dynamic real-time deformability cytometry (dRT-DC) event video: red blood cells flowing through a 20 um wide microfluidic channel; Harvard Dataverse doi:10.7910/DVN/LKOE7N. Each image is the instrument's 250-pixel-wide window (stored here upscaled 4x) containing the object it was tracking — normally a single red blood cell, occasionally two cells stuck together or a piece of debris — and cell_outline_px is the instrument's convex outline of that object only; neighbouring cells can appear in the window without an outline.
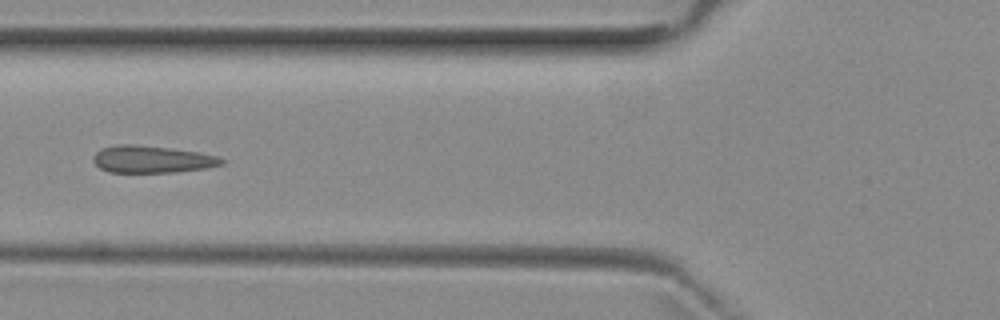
{"species": "common noctule bat (a hibernating species)", "species_latin": "Nyctalus noctula", "temperature_condition": "room temperature", "stored_images_in_passage": 5, "camera_frame_rate_fps": 3000, "um_per_image_px": 0.085, "animal": {"sex": "female", "body_mass_g": 29.2, "forearm_length_mm": 56.3}, "frame": {"image": 1, "passage_image": 5, "time_ms": 5.667, "image_size_px": [1000, 320], "cell_outline_px": [[224, 164], [208, 168], [176, 172], [108, 172], [100, 168], [92, 160], [92, 156], [100, 148], [116, 144], [132, 144], [168, 148], [196, 152], [216, 156], [224, 160]], "centroid_in_image_um": [12.87, 13.54], "position_along_channel_um": 112.9, "area_um2": 20.29}}